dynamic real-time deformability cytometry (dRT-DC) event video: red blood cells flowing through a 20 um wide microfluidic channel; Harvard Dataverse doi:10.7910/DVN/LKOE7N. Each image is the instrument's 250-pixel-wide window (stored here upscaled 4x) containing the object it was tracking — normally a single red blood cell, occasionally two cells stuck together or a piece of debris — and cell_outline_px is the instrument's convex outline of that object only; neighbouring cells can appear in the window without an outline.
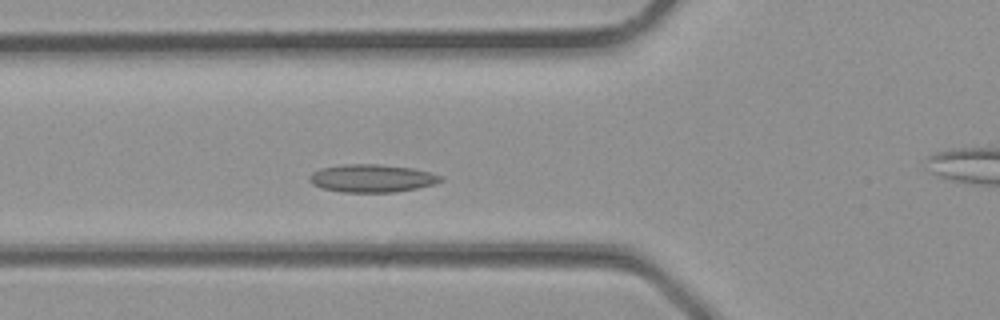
{"species": "common noctule bat (a hibernating species)", "species_latin": "Nyctalus noctula", "temperature_condition": "room temperature", "stored_images_in_passage": 26, "camera_frame_rate_fps": 3000, "um_per_image_px": 0.085, "animal": {"sex": "male", "body_mass_g": 23.1, "forearm_length_mm": 52.7}, "frame": {"image": 1, "passage_image": 3, "time_ms": 0.667, "image_size_px": [1000, 320], "cell_outline_px": [[444, 180], [436, 184], [396, 192], [340, 192], [320, 188], [312, 184], [308, 180], [308, 176], [312, 172], [320, 168], [344, 164], [380, 164], [412, 168], [444, 176]], "centroid_in_image_um": [31.59, 15.15], "position_along_channel_um": 94.2, "area_um2": 21.56}}
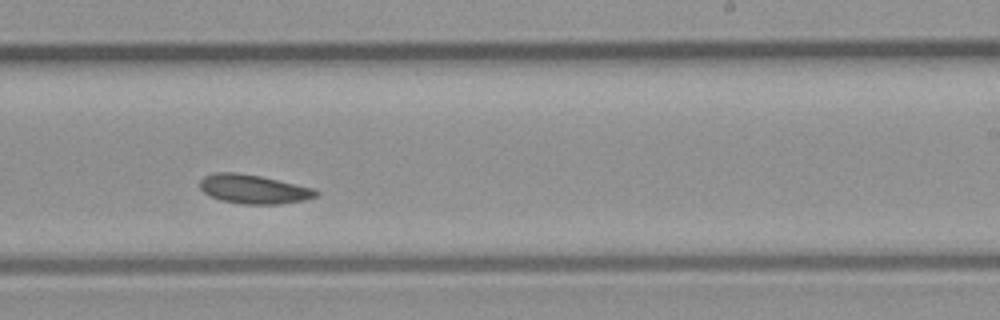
{"frame": {"image": 2, "passage_image": 12, "time_ms": 3.667, "image_size_px": [1000, 320], "cell_outline_px": [[320, 192], [316, 196], [304, 200], [280, 204], [244, 204], [220, 200], [204, 192], [200, 188], [200, 180], [204, 176], [216, 172], [236, 172], [260, 176], [316, 188]], "centroid_in_image_um": [21.58, 16.07], "position_along_channel_um": 267.4, "area_um2": 19.65}}
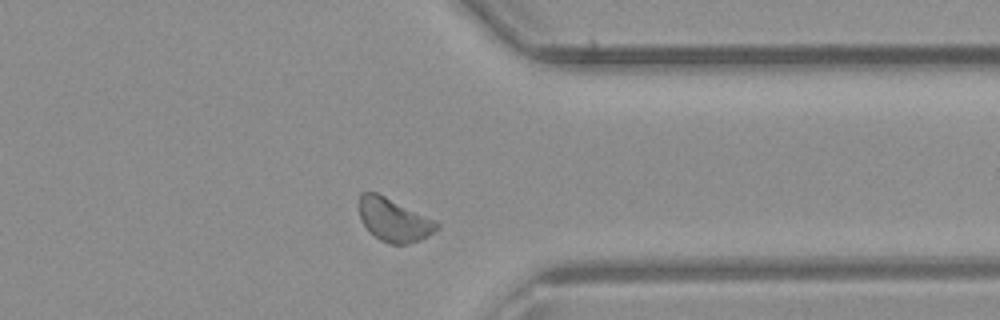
{"frame": {"image": 3, "passage_image": 18, "time_ms": 5.667, "image_size_px": [1000, 320], "cell_outline_px": [[440, 228], [420, 240], [408, 244], [392, 244], [380, 240], [364, 224], [360, 216], [356, 204], [360, 192], [376, 192], [436, 220], [440, 224]], "centroid_in_image_um": [33.47, 18.67], "position_along_channel_um": 377.9, "area_um2": 19.59}}